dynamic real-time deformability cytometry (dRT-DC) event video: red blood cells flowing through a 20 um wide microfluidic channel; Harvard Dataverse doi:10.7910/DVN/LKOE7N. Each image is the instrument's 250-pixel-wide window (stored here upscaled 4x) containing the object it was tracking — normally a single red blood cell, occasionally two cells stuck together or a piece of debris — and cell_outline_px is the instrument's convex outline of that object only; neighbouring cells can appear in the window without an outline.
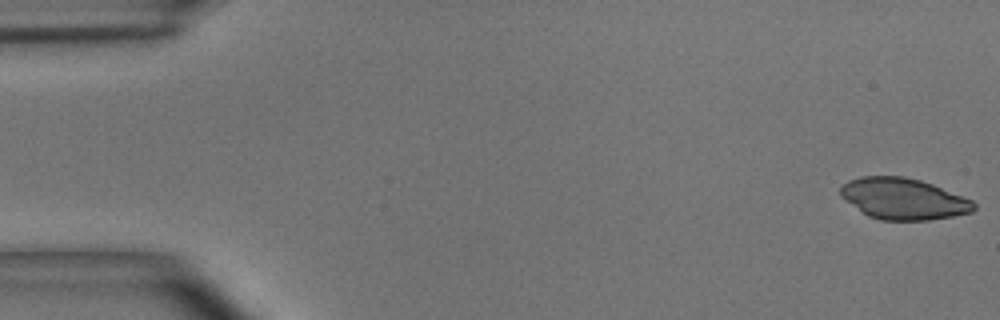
{"species": "common noctule bat (a hibernating species)", "species_latin": "Nyctalus noctula", "temperature_condition": "room temperature", "stored_images_in_passage": 11, "camera_frame_rate_fps": 3000, "um_per_image_px": 0.085, "animal": {"sex": "male", "body_mass_g": 15.6}, "frame": {"image": 1, "passage_image": 1, "time_ms": 0.0, "image_size_px": [1000, 320], "cell_outline_px": [[976, 208], [972, 212], [952, 216], [928, 220], [880, 220], [868, 216], [840, 196], [840, 188], [848, 180], [860, 176], [904, 176], [920, 180], [932, 184], [972, 200], [976, 204]], "centroid_in_image_um": [76.78, 16.89], "position_along_channel_um": 8.2, "area_um2": 31.96}}